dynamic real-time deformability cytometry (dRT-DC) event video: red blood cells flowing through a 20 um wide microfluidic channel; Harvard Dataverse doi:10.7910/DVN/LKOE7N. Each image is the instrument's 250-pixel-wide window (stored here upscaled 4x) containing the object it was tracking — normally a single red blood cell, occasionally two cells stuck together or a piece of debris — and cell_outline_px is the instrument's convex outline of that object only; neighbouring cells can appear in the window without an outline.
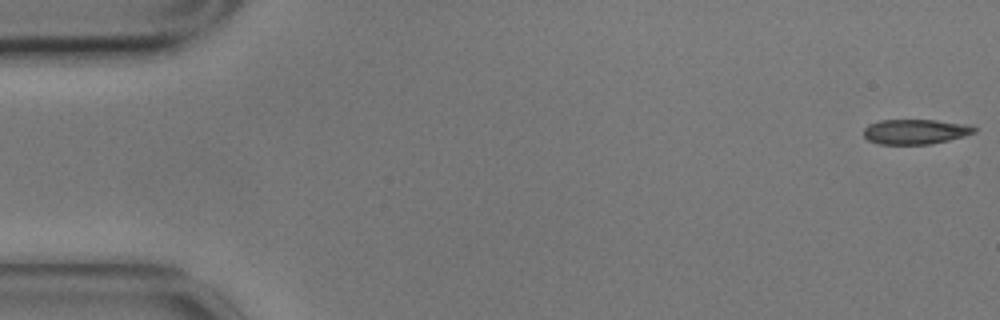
{"species": "common noctule bat (a hibernating species)", "species_latin": "Nyctalus noctula", "temperature_condition": "cold", "stored_images_in_passage": 57, "camera_frame_rate_fps": 3000, "um_per_image_px": 0.085, "animal": {"sex": "male", "body_mass_g": 17.9}, "frame": {"image": 1, "passage_image": 1, "time_ms": 0.0, "image_size_px": [1000, 320], "cell_outline_px": [[976, 132], [964, 136], [932, 144], [880, 144], [868, 140], [864, 136], [864, 128], [868, 124], [880, 120], [936, 120], [972, 124], [976, 128]], "centroid_in_image_um": [77.84, 11.18], "position_along_channel_um": 7.2, "area_um2": 16.24}}
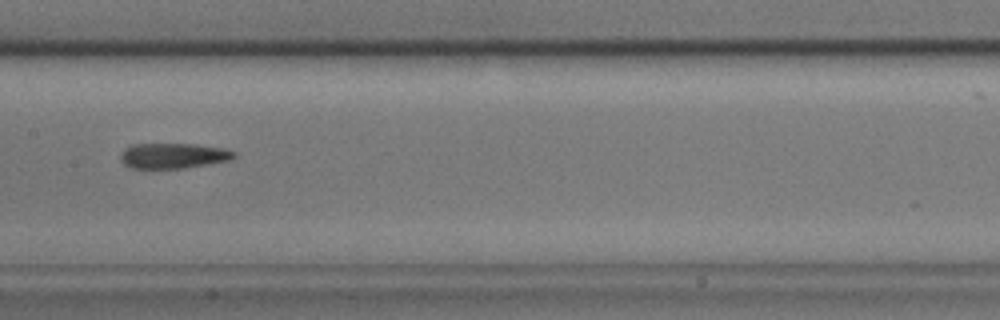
{"frame": {"image": 2, "passage_image": 28, "time_ms": 9.0, "image_size_px": [1000, 320], "cell_outline_px": [[236, 156], [232, 160], [184, 168], [132, 168], [124, 164], [120, 160], [120, 152], [124, 148], [132, 144], [196, 144], [224, 148], [236, 152]], "centroid_in_image_um": [14.73, 13.23], "position_along_channel_um": 192.7, "area_um2": 16.94}}
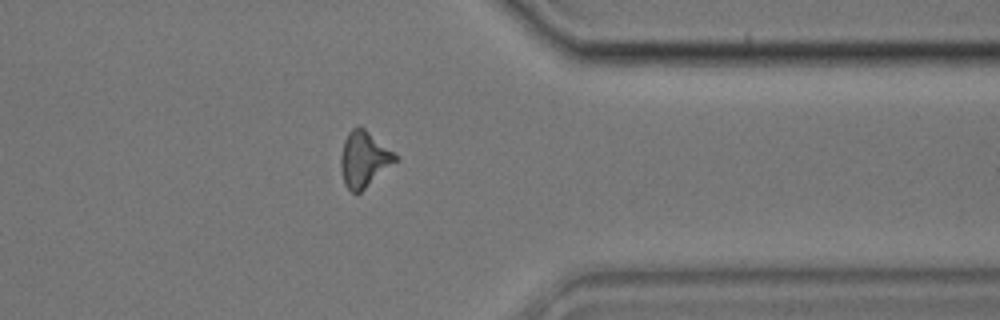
{"frame": {"image": 3, "passage_image": 45, "time_ms": 14.667, "image_size_px": [1000, 320], "cell_outline_px": [[400, 160], [360, 192], [352, 192], [344, 184], [340, 168], [340, 156], [344, 140], [348, 132], [352, 128], [364, 128], [400, 156]], "centroid_in_image_um": [30.97, 13.54], "position_along_channel_um": 380.4, "area_um2": 17.92}, "authors_computed_cell_mechanics": {"area_um2": 17.1666, "velocity_mm_per_s": 3.4996, "shape_relaxation_time_tau1_ms": 4.804, "shape_relaxation_time_tau2_ms": 3.2609, "deformation_change_tau1": 0.1887, "deformation_change_tau2": 0.1445}}